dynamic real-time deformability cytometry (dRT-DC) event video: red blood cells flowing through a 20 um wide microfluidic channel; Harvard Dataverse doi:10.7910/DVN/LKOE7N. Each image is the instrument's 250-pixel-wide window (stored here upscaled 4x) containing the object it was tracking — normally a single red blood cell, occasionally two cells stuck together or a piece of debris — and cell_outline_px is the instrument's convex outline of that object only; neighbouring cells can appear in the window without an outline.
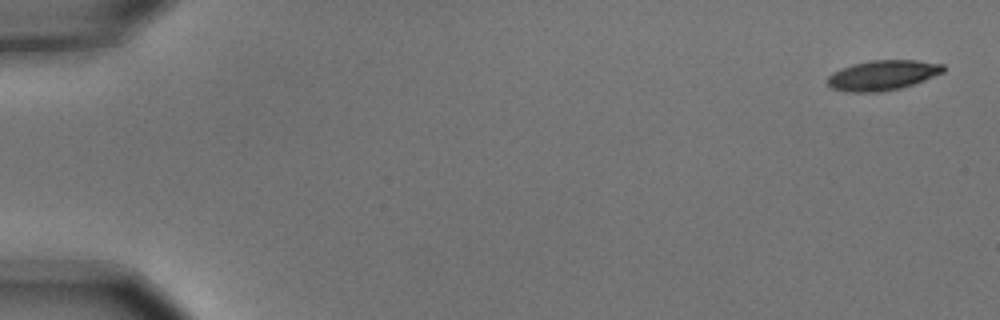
{"species": "common noctule bat (a hibernating species)", "species_latin": "Nyctalus noctula", "temperature_condition": "cold", "stored_images_in_passage": 6, "camera_frame_rate_fps": 3000, "um_per_image_px": 0.085, "animal": {"sex": "male", "body_mass_g": 15.6}, "frame": {"image": 1, "passage_image": 1, "time_ms": 0.0, "image_size_px": [1000, 320], "cell_outline_px": [[944, 72], [924, 80], [900, 88], [876, 92], [852, 92], [832, 88], [828, 84], [828, 76], [832, 72], [840, 68], [852, 64], [868, 60], [916, 60], [944, 64]], "centroid_in_image_um": [75.01, 6.38], "position_along_channel_um": 10.0, "area_um2": 20.17}}
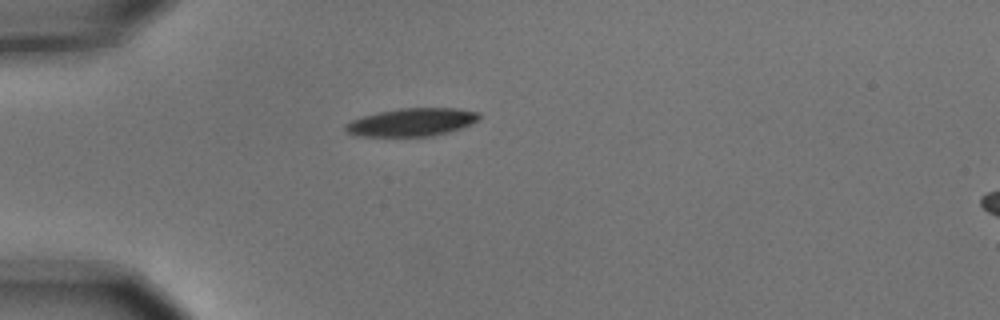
{"frame": {"image": 2, "passage_image": 5, "time_ms": 1.333, "image_size_px": [1000, 320], "cell_outline_px": [[480, 116], [476, 120], [460, 128], [448, 132], [428, 136], [356, 136], [344, 132], [344, 124], [360, 116], [376, 112], [400, 108], [460, 108], [480, 112]], "centroid_in_image_um": [34.92, 10.38], "position_along_channel_um": 50.1, "area_um2": 21.91}}